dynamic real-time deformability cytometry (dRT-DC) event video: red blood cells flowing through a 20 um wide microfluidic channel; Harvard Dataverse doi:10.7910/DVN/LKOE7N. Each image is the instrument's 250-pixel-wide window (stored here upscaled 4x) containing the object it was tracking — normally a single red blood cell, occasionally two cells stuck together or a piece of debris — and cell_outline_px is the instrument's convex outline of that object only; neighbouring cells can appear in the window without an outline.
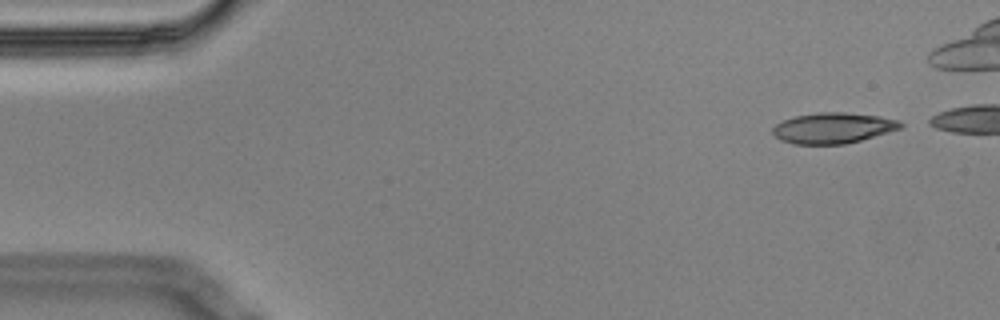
{"species": "Egyptian fruit bat (a non-hibernating species)", "species_latin": "Rousettus aegyptiacus", "temperature_condition": "cold", "stored_images_in_passage": 6, "camera_frame_rate_fps": 3000, "um_per_image_px": 0.085, "animal": {"sex": "male"}, "frame": {"image": 1, "passage_image": 1, "time_ms": 0.0, "image_size_px": [1000, 320], "cell_outline_px": [[904, 124], [900, 128], [888, 132], [860, 140], [844, 144], [792, 144], [780, 140], [772, 132], [772, 128], [776, 124], [784, 120], [796, 116], [816, 112], [844, 112], [880, 116], [900, 120]], "centroid_in_image_um": [70.8, 10.87], "position_along_channel_um": 14.2, "area_um2": 22.83}}
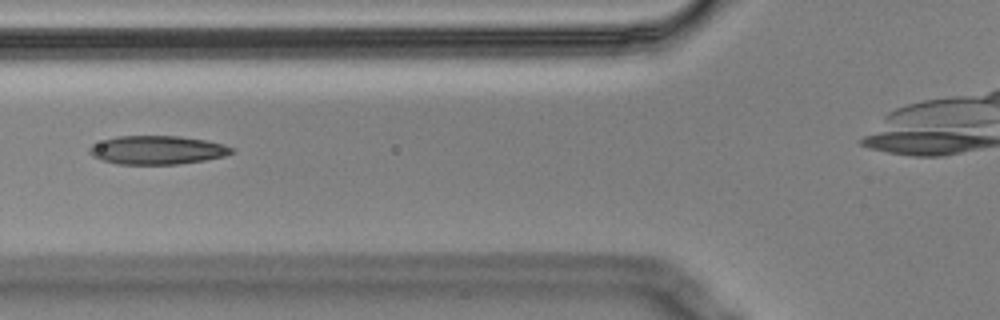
{"frame": {"image": 2, "passage_image": 4, "time_ms": 1.0, "image_size_px": [1000, 320], "cell_outline_px": [[236, 152], [224, 156], [204, 160], [176, 164], [116, 164], [100, 160], [92, 156], [88, 152], [88, 148], [92, 144], [116, 136], [180, 136], [204, 140], [224, 144], [236, 148]], "centroid_in_image_um": [13.36, 12.75], "position_along_channel_um": 112.4, "area_um2": 23.87}}
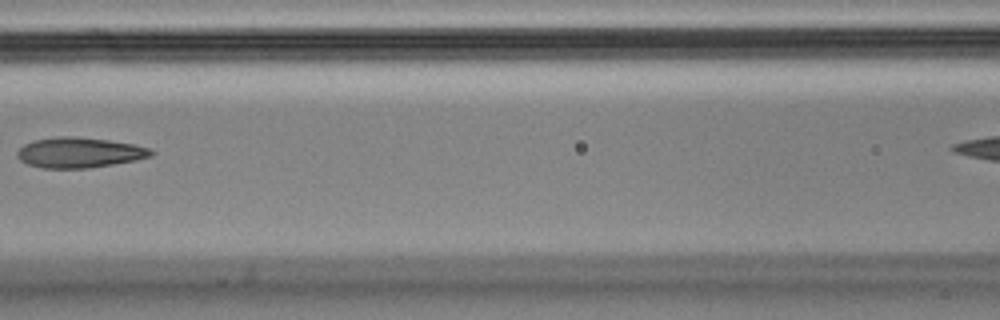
{"frame": {"image": 3, "passage_image": 5, "time_ms": 1.333, "image_size_px": [1000, 320], "cell_outline_px": [[156, 152], [152, 156], [136, 160], [88, 168], [40, 168], [28, 164], [20, 160], [16, 156], [16, 152], [24, 144], [36, 140], [56, 136], [72, 136], [108, 140], [132, 144], [148, 148]], "centroid_in_image_um": [6.73, 12.97], "position_along_channel_um": 159.9, "area_um2": 23.58}}